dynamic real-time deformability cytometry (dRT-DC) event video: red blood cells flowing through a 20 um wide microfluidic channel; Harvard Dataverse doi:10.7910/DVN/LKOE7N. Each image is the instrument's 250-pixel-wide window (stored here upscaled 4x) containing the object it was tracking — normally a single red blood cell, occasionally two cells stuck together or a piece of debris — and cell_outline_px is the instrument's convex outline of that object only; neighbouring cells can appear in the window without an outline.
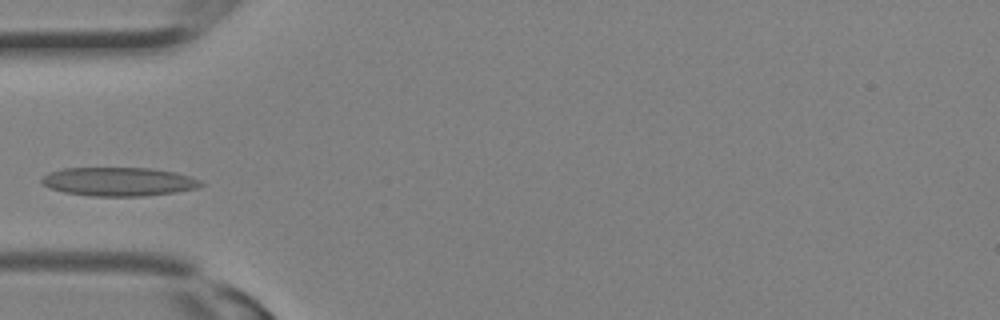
{"species": "Egyptian fruit bat (a non-hibernating species)", "species_latin": "Rousettus aegyptiacus", "temperature_condition": "room temperature", "stored_images_in_passage": 8, "camera_frame_rate_fps": 3000, "um_per_image_px": 0.085, "animal": {"sex": "female"}, "frame": {"image": 1, "passage_image": 7, "time_ms": 2.0, "image_size_px": [1000, 320], "cell_outline_px": [[204, 184], [200, 188], [176, 192], [144, 196], [92, 196], [64, 192], [48, 188], [40, 180], [48, 172], [64, 168], [152, 168], [176, 172], [200, 180]], "centroid_in_image_um": [10.11, 15.44], "position_along_channel_um": 74.9, "area_um2": 26.76}}